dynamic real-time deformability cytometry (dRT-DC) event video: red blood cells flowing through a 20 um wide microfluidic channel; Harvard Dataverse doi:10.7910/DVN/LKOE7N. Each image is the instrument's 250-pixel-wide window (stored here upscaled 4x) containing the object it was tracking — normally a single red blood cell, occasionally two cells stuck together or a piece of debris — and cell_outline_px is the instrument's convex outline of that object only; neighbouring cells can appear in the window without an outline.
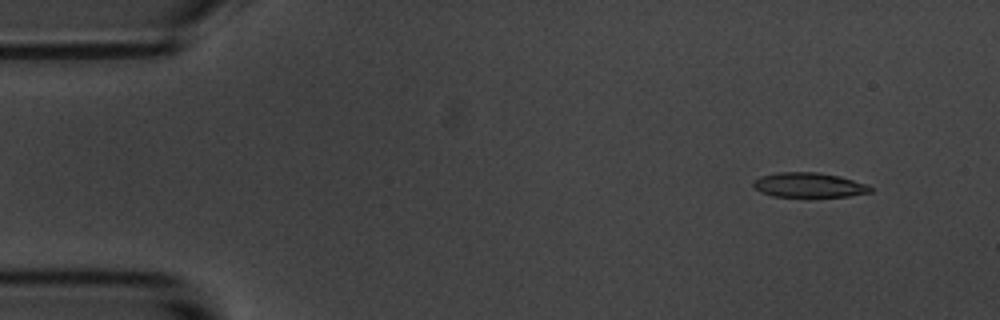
{"species": "common noctule bat (a hibernating species)", "species_latin": "Nyctalus noctula", "temperature_condition": "room temperature", "stored_images_in_passage": 4, "camera_frame_rate_fps": 3000, "um_per_image_px": 0.085, "animal": {"sex": "male", "body_mass_g": 20.1, "forearm_length_mm": 53.5}, "frame": {"image": 1, "passage_image": 1, "time_ms": 0.0, "image_size_px": [1000, 320], "cell_outline_px": [[872, 192], [848, 196], [772, 196], [760, 192], [752, 184], [752, 180], [760, 176], [776, 172], [820, 172], [840, 176], [868, 184], [872, 188]], "centroid_in_image_um": [68.75, 15.71], "position_along_channel_um": 16.3, "area_um2": 16.94}}
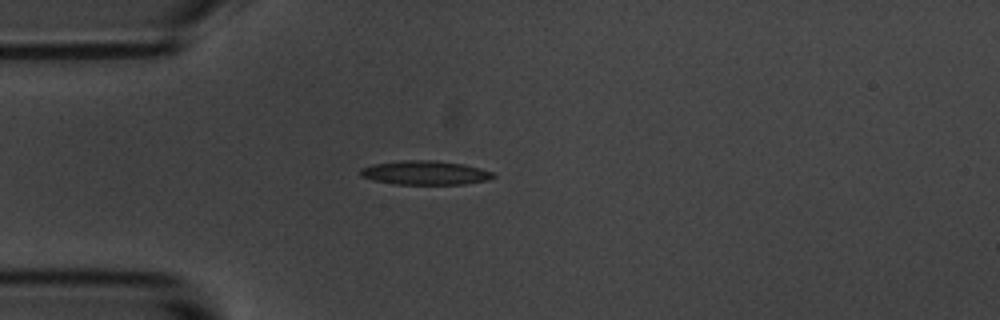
{"frame": {"image": 2, "passage_image": 4, "time_ms": 3.333, "image_size_px": [1000, 320], "cell_outline_px": [[496, 176], [488, 180], [464, 184], [392, 184], [360, 176], [360, 168], [372, 164], [400, 160], [436, 160], [464, 164], [480, 168], [492, 172]], "centroid_in_image_um": [36.13, 14.67], "position_along_channel_um": 48.9, "area_um2": 18.67}}